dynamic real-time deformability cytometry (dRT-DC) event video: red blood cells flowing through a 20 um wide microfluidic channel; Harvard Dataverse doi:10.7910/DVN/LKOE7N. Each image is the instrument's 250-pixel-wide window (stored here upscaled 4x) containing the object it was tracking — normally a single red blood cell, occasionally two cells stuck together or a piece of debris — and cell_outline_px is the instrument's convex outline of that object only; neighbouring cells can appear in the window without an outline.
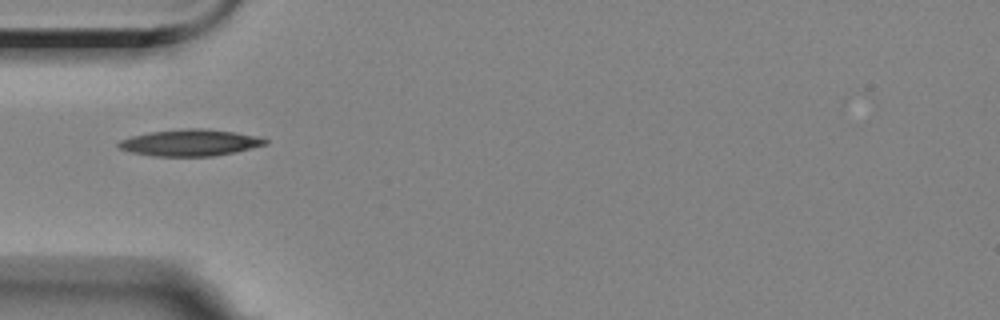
{"species": "Egyptian fruit bat (a non-hibernating species)", "species_latin": "Rousettus aegyptiacus", "temperature_condition": "room temperature", "stored_images_in_passage": 7, "camera_frame_rate_fps": 3000, "um_per_image_px": 0.085, "animal": {"sex": "female"}, "frame": {"image": 1, "passage_image": 3, "time_ms": 3.333, "image_size_px": [1000, 320], "cell_outline_px": [[268, 144], [236, 152], [216, 156], [152, 156], [132, 152], [120, 148], [116, 144], [120, 140], [132, 136], [148, 132], [184, 128], [204, 128], [236, 132], [260, 136], [268, 140]], "centroid_in_image_um": [16.2, 12.12], "position_along_channel_um": 68.8, "area_um2": 22.95}}
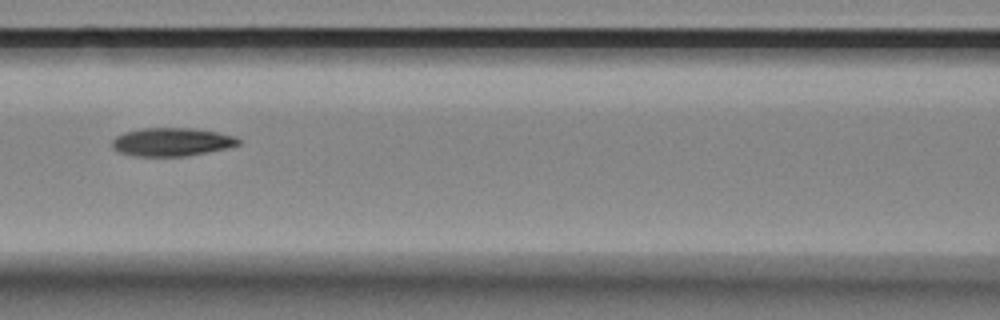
{"frame": {"image": 2, "passage_image": 5, "time_ms": 5.667, "image_size_px": [1000, 320], "cell_outline_px": [[240, 144], [228, 148], [188, 156], [136, 156], [120, 152], [112, 148], [112, 140], [116, 136], [124, 132], [140, 128], [192, 128], [216, 132], [236, 136], [240, 140]], "centroid_in_image_um": [14.6, 12.06], "position_along_channel_um": 152.0, "area_um2": 20.92}}
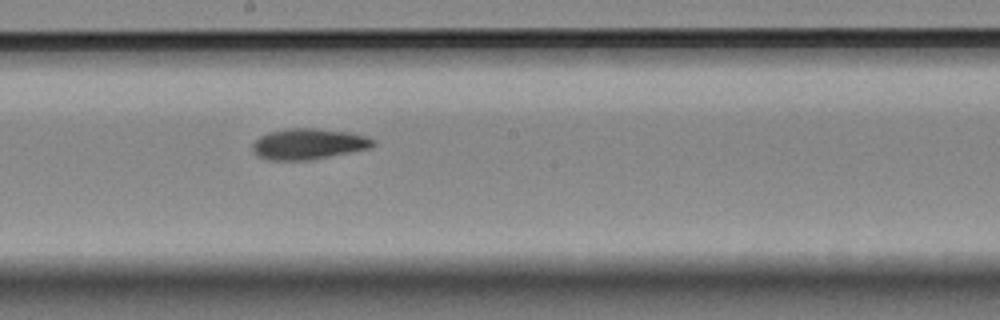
{"frame": {"image": 3, "passage_image": 7, "time_ms": 7.667, "image_size_px": [1000, 320], "cell_outline_px": [[376, 144], [368, 148], [308, 160], [264, 160], [256, 156], [252, 152], [252, 144], [260, 136], [268, 132], [288, 128], [316, 128], [348, 132], [368, 136]], "centroid_in_image_um": [26.14, 12.23], "position_along_channel_um": 222.1, "area_um2": 21.62}}